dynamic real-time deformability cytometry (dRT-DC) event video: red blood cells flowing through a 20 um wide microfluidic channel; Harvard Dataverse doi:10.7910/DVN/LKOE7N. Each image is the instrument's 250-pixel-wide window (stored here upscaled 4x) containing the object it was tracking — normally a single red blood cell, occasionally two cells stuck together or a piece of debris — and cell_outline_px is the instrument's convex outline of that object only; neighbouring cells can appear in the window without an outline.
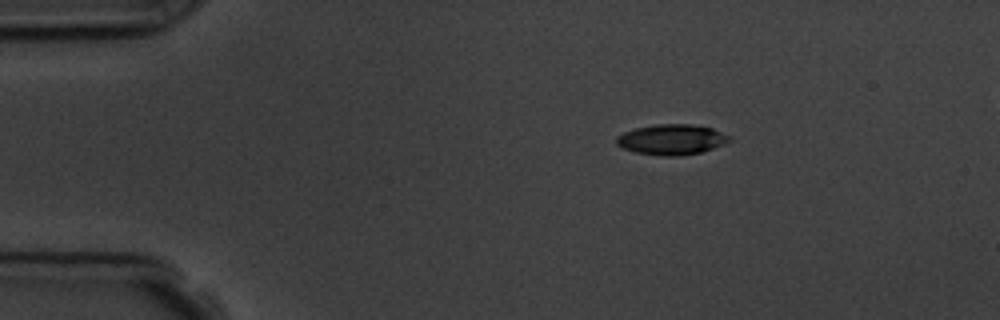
{"species": "common noctule bat (a hibernating species)", "species_latin": "Nyctalus noctula", "temperature_condition": "room temperature", "stored_images_in_passage": 3, "camera_frame_rate_fps": 3000, "um_per_image_px": 0.085, "animal": {"sex": "male", "body_mass_g": 19.5, "forearm_length_mm": 54.6}, "frame": {"image": 1, "passage_image": 1, "time_ms": 0.0, "image_size_px": [1000, 320], "cell_outline_px": [[732, 140], [724, 144], [700, 152], [680, 156], [660, 156], [636, 152], [624, 148], [616, 144], [616, 136], [624, 132], [636, 128], [656, 124], [692, 124], [712, 128], [732, 136]], "centroid_in_image_um": [57.11, 11.85], "position_along_channel_um": 27.9, "area_um2": 20.06}}
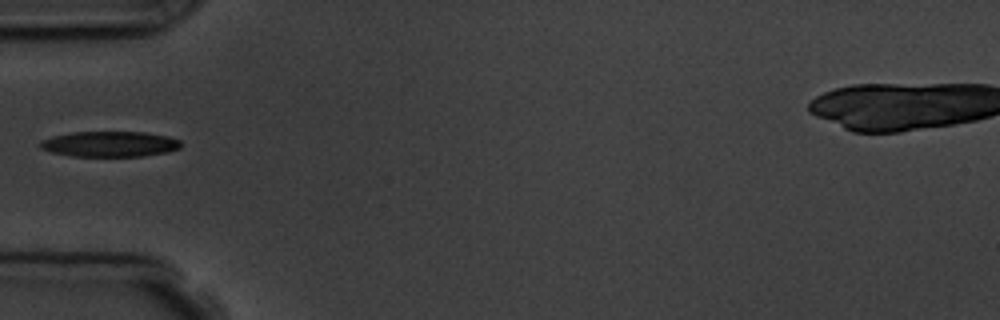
{"frame": {"image": 2, "passage_image": 3, "time_ms": 3.0, "image_size_px": [1000, 320], "cell_outline_px": [[180, 148], [168, 152], [144, 156], [72, 156], [52, 152], [40, 148], [36, 144], [40, 140], [52, 136], [72, 132], [144, 132], [168, 136], [180, 140]], "centroid_in_image_um": [9.3, 12.24], "position_along_channel_um": 75.7, "area_um2": 21.04}}